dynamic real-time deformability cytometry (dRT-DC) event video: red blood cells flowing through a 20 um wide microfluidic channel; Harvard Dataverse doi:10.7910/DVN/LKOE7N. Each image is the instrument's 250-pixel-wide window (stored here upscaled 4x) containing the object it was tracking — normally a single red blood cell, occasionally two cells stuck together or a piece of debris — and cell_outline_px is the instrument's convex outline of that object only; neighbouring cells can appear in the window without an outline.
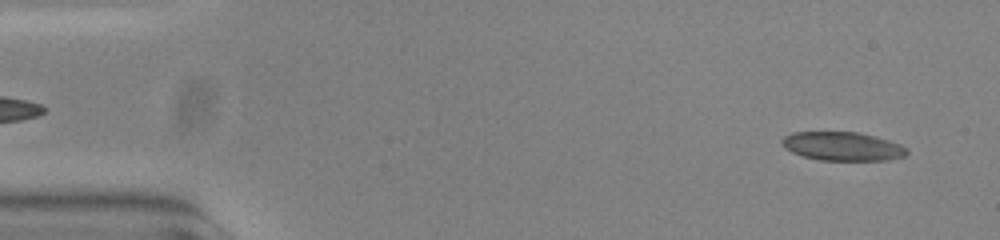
{"species": "common noctule bat (a hibernating species)", "species_latin": "Nyctalus noctula", "temperature_condition": "warm", "stored_images_in_passage": 51, "camera_frame_rate_fps": 3000, "um_per_image_px": 0.085, "animal": {"sex": "female", "body_mass_g": 23.0, "forearm_length_mm": 53.4}, "frame": {"image": 1, "passage_image": 1, "time_ms": 0.0, "image_size_px": [1000, 240], "cell_outline_px": [[908, 152], [904, 156], [888, 160], [820, 160], [804, 156], [792, 152], [784, 148], [780, 140], [784, 136], [792, 132], [856, 132], [888, 140], [900, 144], [908, 148]], "centroid_in_image_um": [71.59, 12.43], "position_along_channel_um": 13.4, "area_um2": 20.81}}
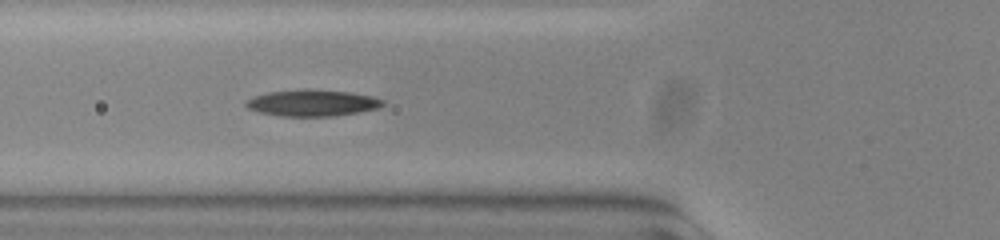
{"frame": {"image": 2, "passage_image": 17, "time_ms": 5.333, "image_size_px": [1000, 240], "cell_outline_px": [[384, 104], [380, 108], [332, 116], [280, 116], [260, 112], [248, 108], [244, 104], [248, 100], [256, 96], [268, 92], [348, 92], [372, 96], [384, 100]], "centroid_in_image_um": [26.59, 8.8], "position_along_channel_um": 99.2, "area_um2": 19.83}}
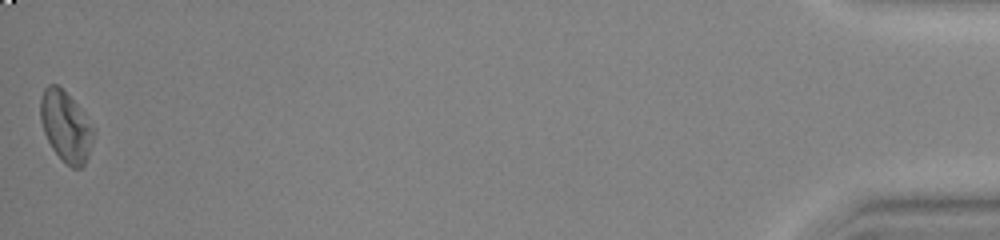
{"frame": {"image": 3, "passage_image": 51, "time_ms": 16.667, "image_size_px": [1000, 240], "cell_outline_px": [[96, 128], [88, 156], [84, 164], [80, 168], [72, 168], [52, 148], [44, 132], [40, 120], [40, 96], [44, 88], [48, 84], [56, 84], [76, 104]], "centroid_in_image_um": [5.59, 10.73], "position_along_channel_um": 429.6, "area_um2": 21.56}, "authors_computed_cell_mechanics": {"area_um2": 20.8658, "velocity_mm_per_s": 3.7981, "shape_relaxation_time_tau1_ms": 4.603, "shape_relaxation_time_tau2_ms": 6.5239, "deformation_change_tau1": 0.1613, "deformation_change_tau2": 0.15}}